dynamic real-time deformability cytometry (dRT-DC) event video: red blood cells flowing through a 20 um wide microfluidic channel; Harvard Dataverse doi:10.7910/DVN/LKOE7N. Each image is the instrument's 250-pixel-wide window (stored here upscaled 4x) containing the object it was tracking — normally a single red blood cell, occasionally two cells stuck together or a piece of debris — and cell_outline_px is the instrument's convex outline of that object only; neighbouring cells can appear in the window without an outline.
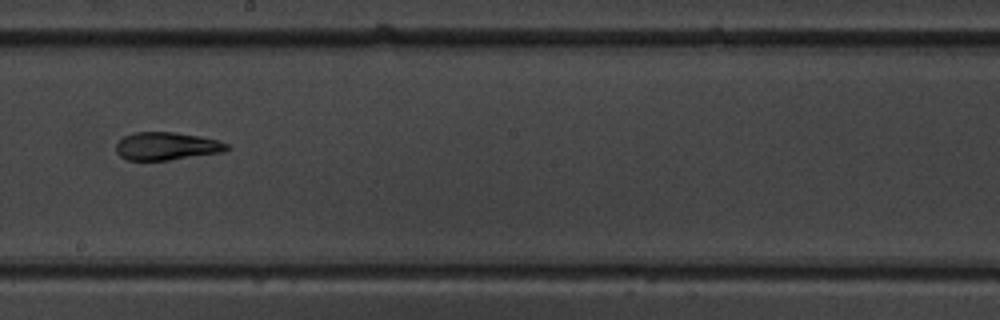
{"species": "common noctule bat (a hibernating species)", "species_latin": "Nyctalus noctula", "temperature_condition": "warm", "stored_images_in_passage": 16, "camera_frame_rate_fps": 3000, "um_per_image_px": 0.085, "animal": {"sex": "male", "body_mass_g": 19.5, "forearm_length_mm": 54.6}, "frame": {"image": 1, "passage_image": 10, "time_ms": 10.333, "image_size_px": [1000, 320], "cell_outline_px": [[232, 148], [224, 152], [168, 160], [128, 160], [120, 156], [116, 152], [116, 144], [124, 136], [136, 132], [172, 132], [200, 136], [220, 140], [228, 144]], "centroid_in_image_um": [14.21, 12.42], "position_along_channel_um": 234.0, "area_um2": 18.09}, "authors_computed_cell_mechanics": {"area_um2": 19.3919, "velocity_mm_per_s": 3.7375, "shape_relaxation_time_tau1_ms": null, "shape_relaxation_time_tau2_ms": 2.9353, "deformation_change_tau1": null, "deformation_change_tau2": 0.1033}}